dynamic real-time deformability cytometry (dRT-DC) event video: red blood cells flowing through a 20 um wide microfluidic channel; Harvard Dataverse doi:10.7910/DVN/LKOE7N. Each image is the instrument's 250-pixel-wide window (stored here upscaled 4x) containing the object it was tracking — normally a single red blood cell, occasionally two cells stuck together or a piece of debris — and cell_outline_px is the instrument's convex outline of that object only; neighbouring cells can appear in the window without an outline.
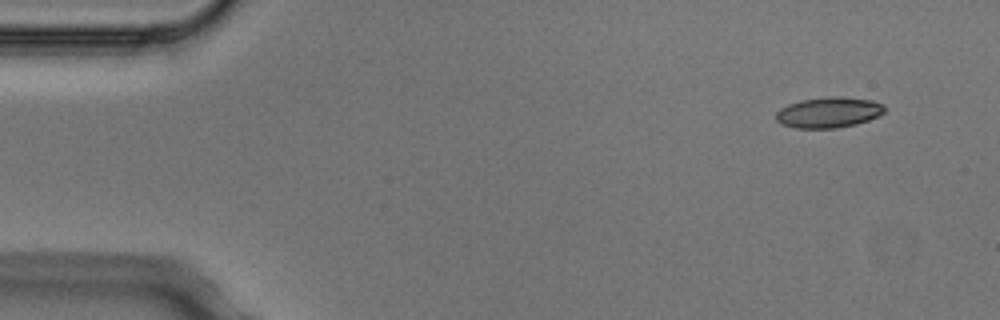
{"species": "Egyptian fruit bat (a non-hibernating species)", "species_latin": "Rousettus aegyptiacus", "temperature_condition": "cold", "stored_images_in_passage": 5, "segment_of_instrument_passage": [1, 2], "camera_frame_rate_fps": 3000, "um_per_image_px": 0.085, "animal": {"sex": "male"}, "frame": {"image": 1, "passage_image": 1, "time_ms": 0.0, "image_size_px": [1000, 320], "cell_outline_px": [[888, 108], [880, 116], [856, 124], [836, 128], [796, 128], [780, 124], [776, 120], [776, 112], [780, 108], [788, 104], [800, 100], [824, 96], [840, 96], [872, 100], [884, 104]], "centroid_in_image_um": [70.46, 9.54], "position_along_channel_um": 14.5, "area_um2": 19.77}}
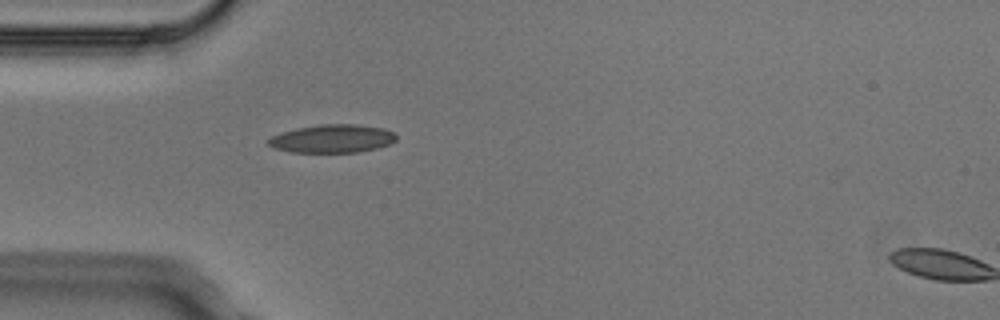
{"frame": {"image": 2, "passage_image": 4, "time_ms": 1.0, "image_size_px": [1000, 320], "cell_outline_px": [[396, 140], [388, 144], [376, 148], [360, 152], [292, 152], [272, 148], [268, 144], [268, 140], [272, 136], [296, 128], [320, 124], [356, 124], [384, 128], [396, 132]], "centroid_in_image_um": [28.27, 11.78], "position_along_channel_um": 56.7, "area_um2": 21.04}}